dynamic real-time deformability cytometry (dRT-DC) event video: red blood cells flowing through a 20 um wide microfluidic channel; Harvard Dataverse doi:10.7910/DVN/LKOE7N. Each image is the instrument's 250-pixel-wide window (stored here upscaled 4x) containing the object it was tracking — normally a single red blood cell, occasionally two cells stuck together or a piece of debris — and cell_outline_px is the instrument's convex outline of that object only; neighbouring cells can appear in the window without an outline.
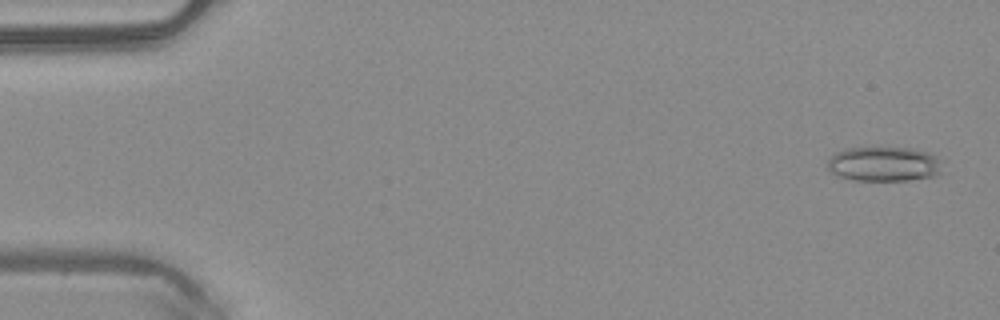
{"species": "common noctule bat (a hibernating species)", "species_latin": "Nyctalus noctula", "temperature_condition": "warm", "stored_images_in_passage": 50, "camera_frame_rate_fps": 3000, "um_per_image_px": 0.085, "animal": {"sex": "male", "body_mass_g": 20.4}, "frame": {"image": 1, "passage_image": 2, "time_ms": 0.333, "image_size_px": [1000, 320], "cell_outline_px": [[940, 172], [936, 176], [908, 180], [856, 180], [836, 176], [828, 168], [828, 160], [836, 152], [848, 148], [912, 148], [928, 152], [936, 156], [940, 160]], "centroid_in_image_um": [75.14, 13.94], "position_along_channel_um": 9.9, "area_um2": 23.06}}
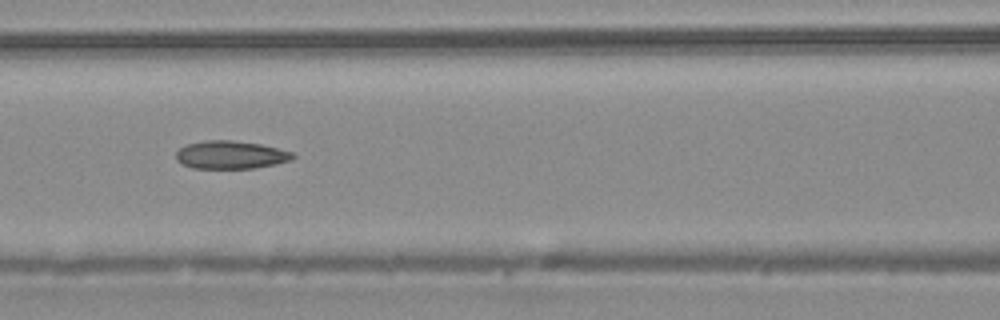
{"frame": {"image": 2, "passage_image": 22, "time_ms": 7.0, "image_size_px": [1000, 320], "cell_outline_px": [[296, 156], [292, 160], [276, 164], [256, 168], [192, 168], [180, 164], [176, 160], [176, 152], [180, 148], [188, 144], [208, 140], [232, 140], [260, 144], [292, 152]], "centroid_in_image_um": [19.6, 13.17], "position_along_channel_um": 147.0, "area_um2": 19.07}}
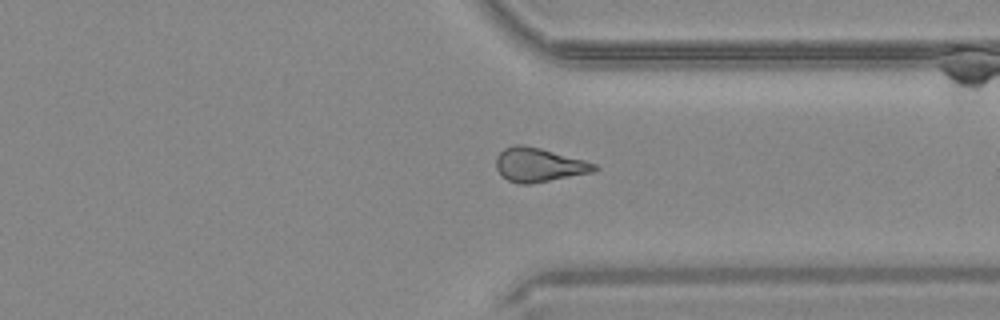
{"frame": {"image": 3, "passage_image": 38, "time_ms": 12.333, "image_size_px": [1000, 320], "cell_outline_px": [[600, 168], [592, 172], [532, 184], [520, 184], [508, 180], [496, 168], [496, 156], [504, 148], [512, 144], [524, 144], [540, 148], [584, 160], [596, 164]], "centroid_in_image_um": [45.79, 14.0], "position_along_channel_um": 365.6, "area_um2": 19.42}, "authors_computed_cell_mechanics": {"area_um2": 19.5075, "velocity_mm_per_s": 4.104, "shape_relaxation_time_tau1_ms": null, "shape_relaxation_time_tau2_ms": 4.4129, "deformation_change_tau1": null, "deformation_change_tau2": 0.1232}}